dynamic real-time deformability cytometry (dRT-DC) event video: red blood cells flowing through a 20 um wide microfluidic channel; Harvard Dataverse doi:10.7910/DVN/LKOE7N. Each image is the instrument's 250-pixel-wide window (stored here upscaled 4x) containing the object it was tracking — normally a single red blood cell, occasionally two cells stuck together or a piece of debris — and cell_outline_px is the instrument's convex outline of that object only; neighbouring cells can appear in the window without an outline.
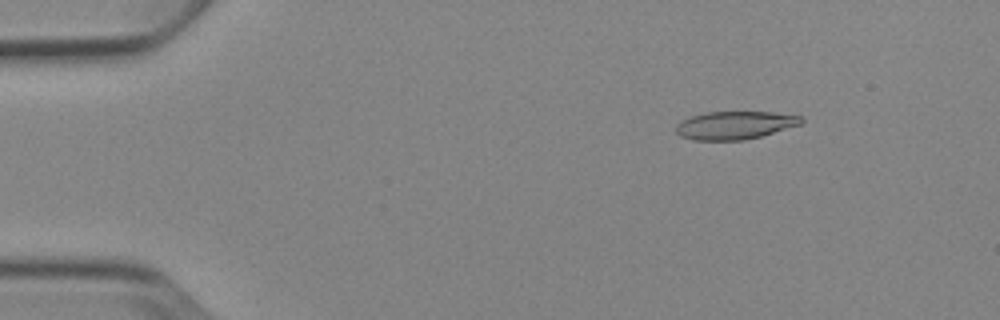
{"species": "Egyptian fruit bat (a non-hibernating species)", "species_latin": "Rousettus aegyptiacus", "temperature_condition": "cold", "stored_images_in_passage": 7, "camera_frame_rate_fps": 3000, "um_per_image_px": 0.085, "animal": {"sex": "female"}, "frame": {"image": 1, "passage_image": 2, "time_ms": 1.333, "image_size_px": [1000, 320], "cell_outline_px": [[804, 120], [800, 124], [760, 136], [744, 140], [692, 140], [680, 136], [676, 132], [676, 124], [680, 120], [704, 112], [772, 112], [800, 116]], "centroid_in_image_um": [62.4, 10.64], "position_along_channel_um": 22.6, "area_um2": 20.35}}
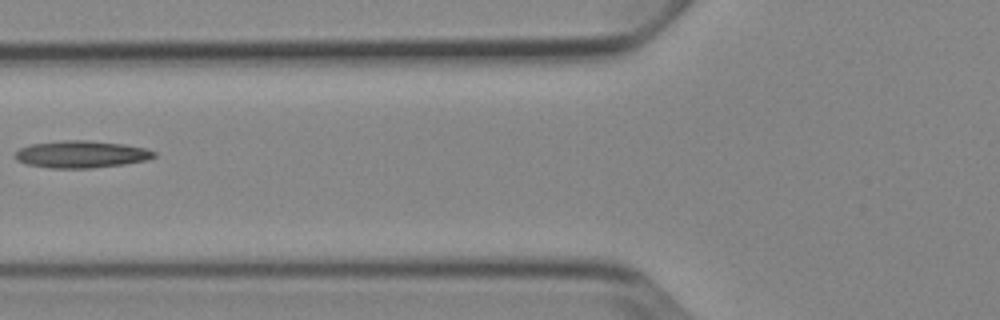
{"frame": {"image": 2, "passage_image": 6, "time_ms": 6.0, "image_size_px": [1000, 320], "cell_outline_px": [[156, 156], [148, 160], [124, 164], [92, 168], [48, 168], [24, 164], [16, 160], [12, 156], [20, 148], [32, 144], [64, 140], [88, 140], [124, 144], [148, 148], [156, 152]], "centroid_in_image_um": [6.91, 13.12], "position_along_channel_um": 118.9, "area_um2": 22.25}}
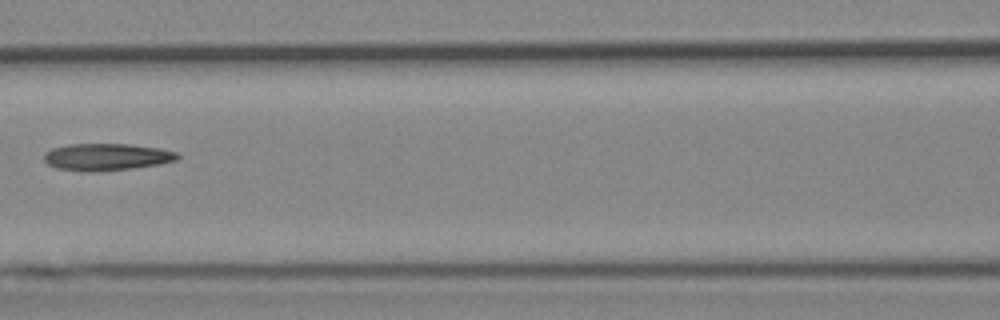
{"frame": {"image": 3, "passage_image": 7, "time_ms": 7.0, "image_size_px": [1000, 320], "cell_outline_px": [[180, 156], [176, 160], [160, 164], [132, 168], [96, 172], [84, 172], [56, 168], [48, 164], [44, 160], [44, 152], [52, 148], [68, 144], [128, 144], [160, 148], [176, 152]], "centroid_in_image_um": [9.03, 13.34], "position_along_channel_um": 157.6, "area_um2": 21.15}}